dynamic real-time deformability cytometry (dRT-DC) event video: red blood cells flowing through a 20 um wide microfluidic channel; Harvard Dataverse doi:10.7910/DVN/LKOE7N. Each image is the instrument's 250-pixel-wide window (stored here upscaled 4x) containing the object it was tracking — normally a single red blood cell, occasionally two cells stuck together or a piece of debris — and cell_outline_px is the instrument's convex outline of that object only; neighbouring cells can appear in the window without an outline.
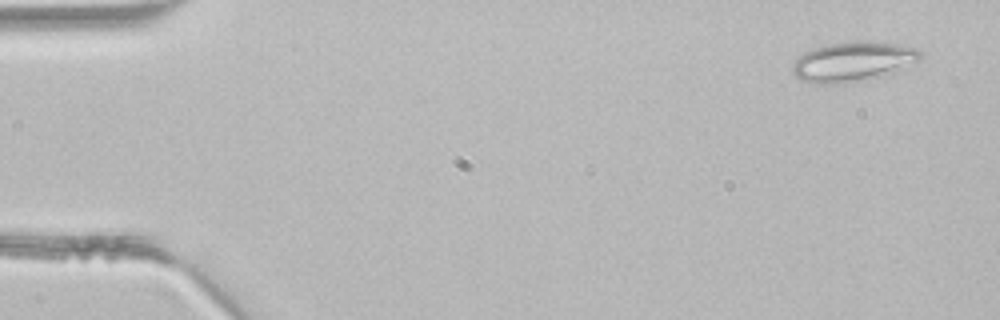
{"species": "common noctule bat (a hibernating species)", "species_latin": "Nyctalus noctula", "temperature_condition": "room temperature", "stored_images_in_passage": 5, "camera_frame_rate_fps": 3000, "um_per_image_px": 0.085, "animal": {"sex": "male", "body_mass_g": 21.5, "forearm_length_mm": 52.0}, "frame": {"image": 1, "passage_image": 1, "time_ms": 0.0, "image_size_px": [1000, 320], "cell_outline_px": [[920, 60], [884, 76], [864, 80], [840, 84], [820, 84], [800, 80], [792, 72], [792, 64], [804, 52], [828, 44], [856, 40], [868, 40], [896, 44], [916, 48], [920, 52]], "centroid_in_image_um": [72.49, 5.24], "position_along_channel_um": 12.5, "area_um2": 29.65}}
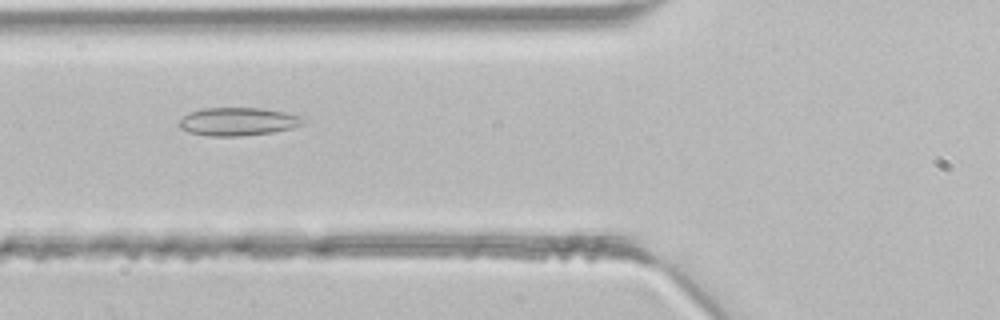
{"frame": {"image": 2, "passage_image": 5, "time_ms": 1.333, "image_size_px": [1000, 320], "cell_outline_px": [[304, 120], [300, 124], [288, 128], [272, 132], [240, 136], [208, 136], [188, 132], [180, 128], [176, 124], [188, 112], [204, 108], [264, 108], [304, 116]], "centroid_in_image_um": [20.16, 10.33], "position_along_channel_um": 105.6, "area_um2": 20.29}}